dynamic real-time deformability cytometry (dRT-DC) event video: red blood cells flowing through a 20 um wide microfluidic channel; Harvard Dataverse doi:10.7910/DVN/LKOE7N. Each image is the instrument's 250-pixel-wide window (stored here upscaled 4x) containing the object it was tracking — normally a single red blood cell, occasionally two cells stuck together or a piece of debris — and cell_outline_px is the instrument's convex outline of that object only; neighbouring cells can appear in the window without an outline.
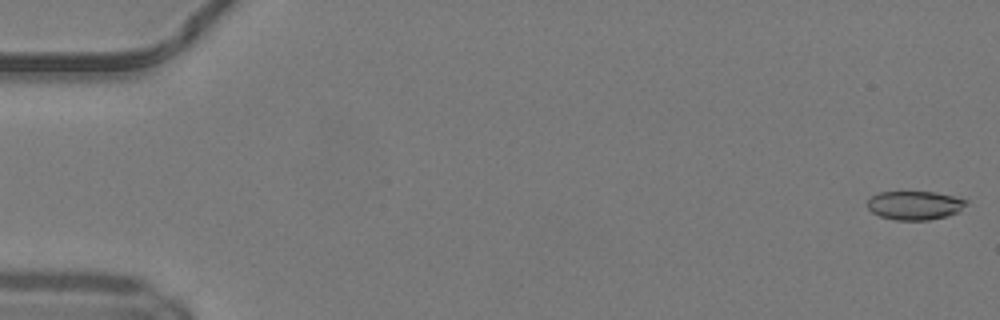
{"species": "common noctule bat (a hibernating species)", "species_latin": "Nyctalus noctula", "temperature_condition": "warm", "stored_images_in_passage": 8, "camera_frame_rate_fps": 3000, "um_per_image_px": 0.085, "animal": {"sex": "male", "body_mass_g": 19.2, "forearm_length_mm": 51.8}, "frame": {"image": 1, "passage_image": 1, "time_ms": 0.0, "image_size_px": [1000, 320], "cell_outline_px": [[968, 204], [960, 212], [948, 216], [928, 220], [896, 220], [880, 216], [872, 212], [868, 208], [868, 200], [872, 196], [880, 192], [936, 192], [968, 200]], "centroid_in_image_um": [77.8, 17.46], "position_along_channel_um": 7.2, "area_um2": 16.65}}